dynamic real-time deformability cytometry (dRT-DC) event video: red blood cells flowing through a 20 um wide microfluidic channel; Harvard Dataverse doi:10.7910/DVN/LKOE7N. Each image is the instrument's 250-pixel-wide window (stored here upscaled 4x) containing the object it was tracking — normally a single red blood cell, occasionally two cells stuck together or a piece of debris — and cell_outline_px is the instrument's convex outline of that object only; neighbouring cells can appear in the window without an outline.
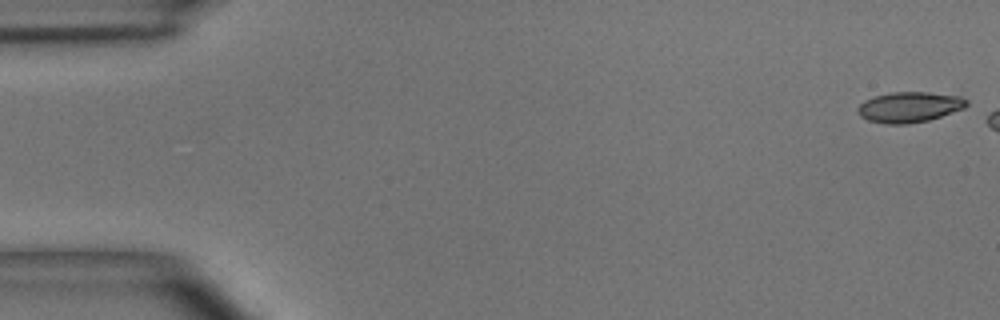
{"species": "common noctule bat (a hibernating species)", "species_latin": "Nyctalus noctula", "temperature_condition": "room temperature", "stored_images_in_passage": 6, "camera_frame_rate_fps": 3000, "um_per_image_px": 0.085, "animal": {"sex": "male", "body_mass_g": 15.6}, "frame": {"image": 1, "passage_image": 1, "time_ms": 0.0, "image_size_px": [1000, 320], "cell_outline_px": [[968, 104], [964, 108], [928, 120], [908, 124], [884, 124], [868, 120], [860, 116], [856, 112], [856, 108], [864, 100], [876, 96], [892, 92], [928, 92], [960, 96], [968, 100]], "centroid_in_image_um": [77.27, 9.1], "position_along_channel_um": 7.7, "area_um2": 19.36}}